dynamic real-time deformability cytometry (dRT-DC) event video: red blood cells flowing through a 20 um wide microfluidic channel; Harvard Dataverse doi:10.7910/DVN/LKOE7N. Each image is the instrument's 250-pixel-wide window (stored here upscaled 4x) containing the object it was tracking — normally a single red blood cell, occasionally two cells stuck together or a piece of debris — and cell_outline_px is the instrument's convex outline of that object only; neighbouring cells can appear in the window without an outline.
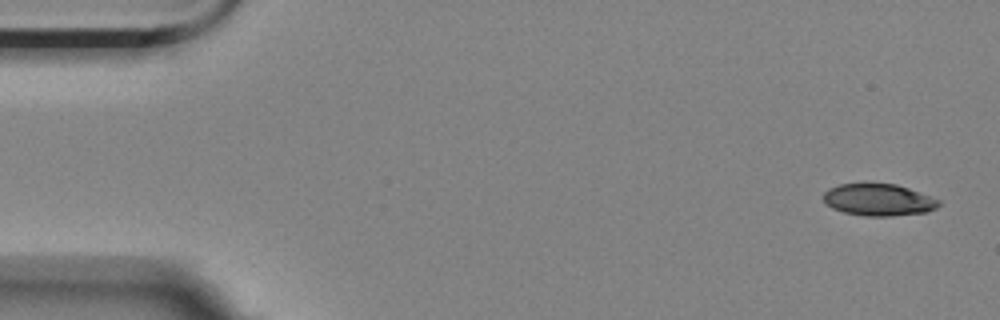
{"species": "Egyptian fruit bat (a non-hibernating species)", "species_latin": "Rousettus aegyptiacus", "temperature_condition": "room temperature", "stored_images_in_passage": 5, "camera_frame_rate_fps": 3000, "um_per_image_px": 0.085, "animal": {"sex": "female"}, "frame": {"image": 1, "passage_image": 1, "time_ms": 0.0, "image_size_px": [1000, 320], "cell_outline_px": [[940, 204], [936, 208], [928, 212], [892, 216], [864, 216], [844, 212], [832, 208], [824, 200], [824, 192], [828, 188], [840, 184], [896, 184], [908, 188], [940, 200]], "centroid_in_image_um": [74.69, 16.99], "position_along_channel_um": 10.3, "area_um2": 21.33}}
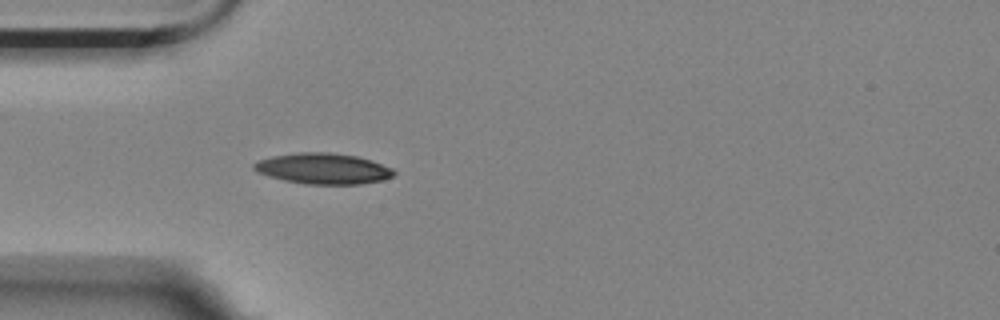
{"frame": {"image": 2, "passage_image": 5, "time_ms": 1.333, "image_size_px": [1000, 320], "cell_outline_px": [[396, 172], [392, 176], [384, 180], [360, 184], [308, 184], [284, 180], [268, 176], [256, 172], [252, 168], [252, 164], [256, 160], [272, 156], [296, 152], [328, 152], [356, 156], [372, 160], [392, 168]], "centroid_in_image_um": [27.43, 14.32], "position_along_channel_um": 57.6, "area_um2": 25.32}}